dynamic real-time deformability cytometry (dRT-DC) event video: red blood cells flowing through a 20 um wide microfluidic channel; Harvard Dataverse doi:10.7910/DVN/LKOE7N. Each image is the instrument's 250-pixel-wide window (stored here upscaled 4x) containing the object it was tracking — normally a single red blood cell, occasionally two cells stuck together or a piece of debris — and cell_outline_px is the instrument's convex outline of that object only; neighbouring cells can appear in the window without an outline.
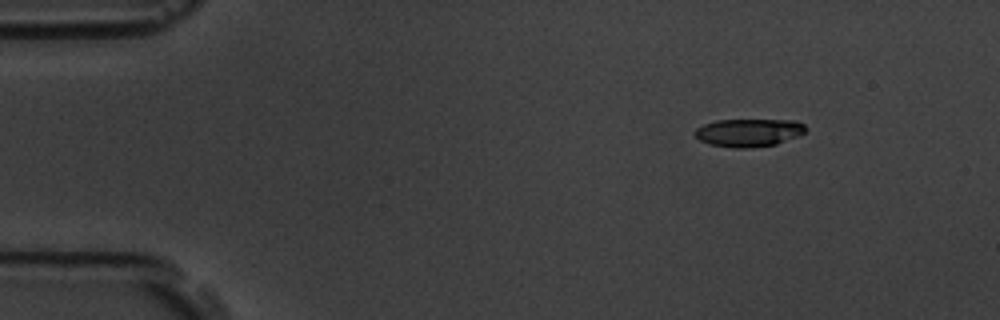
{"species": "common noctule bat (a hibernating species)", "species_latin": "Nyctalus noctula", "temperature_condition": "room temperature", "stored_images_in_passage": 6, "camera_frame_rate_fps": 3000, "um_per_image_px": 0.085, "animal": {"sex": "male", "body_mass_g": 19.5, "forearm_length_mm": 54.6}, "frame": {"image": 1, "passage_image": 2, "time_ms": 2.0, "image_size_px": [1000, 320], "cell_outline_px": [[808, 128], [804, 132], [796, 136], [776, 144], [748, 148], [736, 148], [708, 144], [700, 140], [692, 132], [696, 128], [704, 124], [716, 120], [796, 120], [804, 124]], "centroid_in_image_um": [63.62, 11.26], "position_along_channel_um": 21.4, "area_um2": 18.03}}
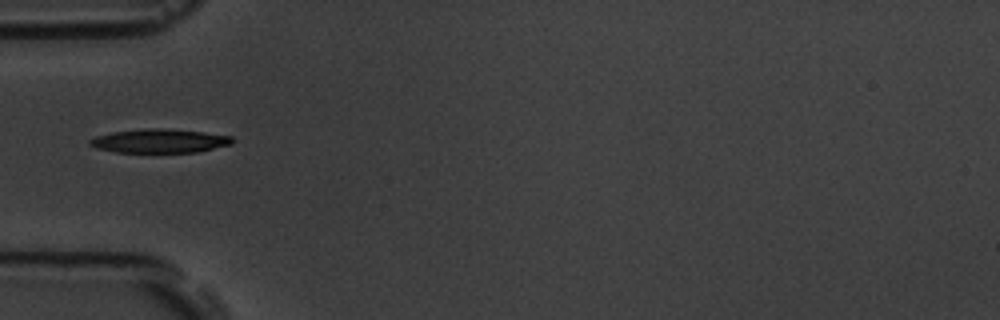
{"frame": {"image": 2, "passage_image": 5, "time_ms": 5.667, "image_size_px": [1000, 320], "cell_outline_px": [[236, 140], [232, 144], [196, 152], [116, 152], [96, 148], [88, 144], [88, 140], [96, 136], [112, 132], [144, 128], [160, 128], [204, 132], [232, 136]], "centroid_in_image_um": [13.56, 11.97], "position_along_channel_um": 71.4, "area_um2": 19.83}}
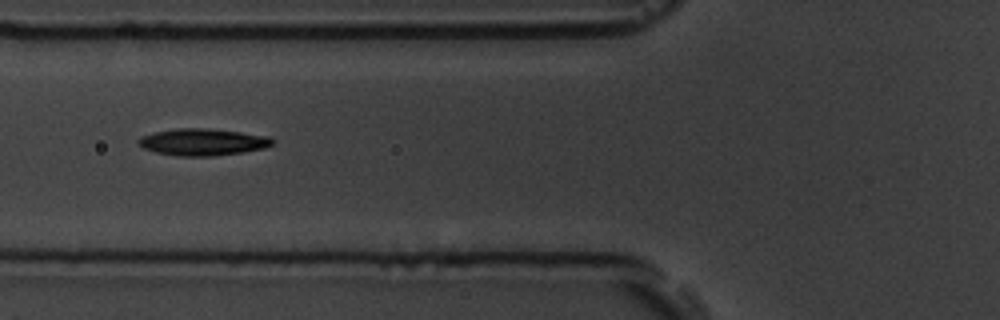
{"frame": {"image": 3, "passage_image": 6, "time_ms": 6.667, "image_size_px": [1000, 320], "cell_outline_px": [[272, 144], [264, 148], [240, 152], [212, 156], [180, 156], [156, 152], [144, 148], [136, 144], [136, 140], [140, 136], [156, 132], [176, 128], [208, 128], [272, 136]], "centroid_in_image_um": [17.2, 12.06], "position_along_channel_um": 108.6, "area_um2": 20.92}}